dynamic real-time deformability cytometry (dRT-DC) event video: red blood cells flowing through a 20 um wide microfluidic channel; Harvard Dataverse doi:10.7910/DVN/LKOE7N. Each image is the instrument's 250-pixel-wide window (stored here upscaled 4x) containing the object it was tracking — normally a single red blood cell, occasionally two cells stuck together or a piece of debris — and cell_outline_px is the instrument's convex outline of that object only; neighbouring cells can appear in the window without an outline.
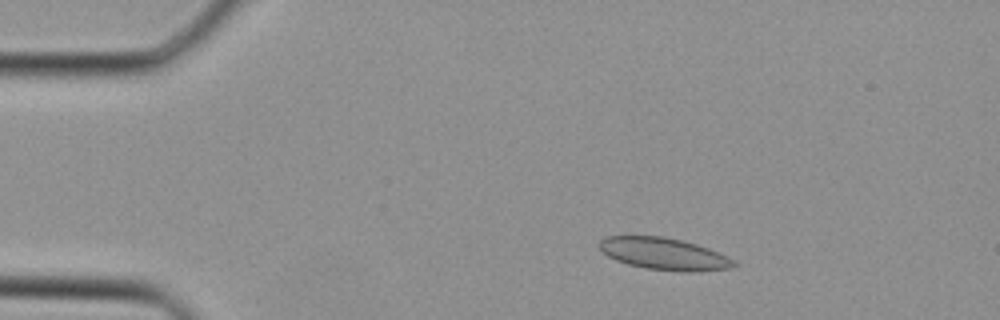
{"species": "Egyptian fruit bat (a non-hibernating species)", "species_latin": "Rousettus aegyptiacus", "temperature_condition": "cold", "stored_images_in_passage": 37, "camera_frame_rate_fps": 3000, "um_per_image_px": 0.085, "animal": {"sex": "female"}, "frame": {"image": 1, "passage_image": 6, "time_ms": 1.667, "image_size_px": [1000, 320], "cell_outline_px": [[740, 264], [732, 268], [696, 272], [680, 272], [644, 268], [628, 264], [616, 260], [608, 256], [600, 248], [600, 240], [608, 236], [664, 236], [696, 244], [708, 248]], "centroid_in_image_um": [56.45, 21.59], "position_along_channel_um": 28.5, "area_um2": 24.97}}
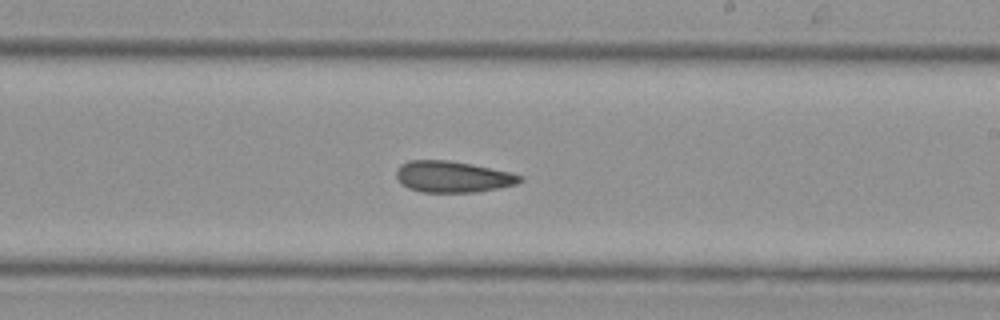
{"frame": {"image": 2, "passage_image": 22, "time_ms": 7.0, "image_size_px": [1000, 320], "cell_outline_px": [[524, 180], [516, 184], [476, 192], [420, 192], [408, 188], [396, 176], [396, 172], [400, 164], [408, 160], [448, 160], [472, 164], [512, 172], [524, 176]], "centroid_in_image_um": [38.51, 15.01], "position_along_channel_um": 250.5, "area_um2": 22.6}}
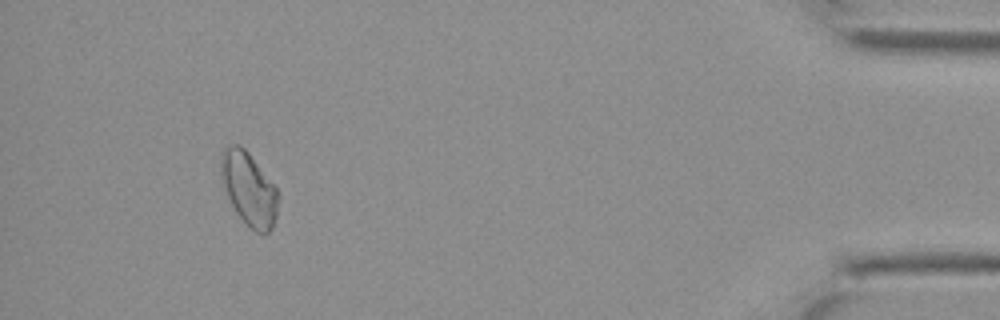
{"frame": {"image": 3, "passage_image": 35, "time_ms": 11.333, "image_size_px": [1000, 320], "cell_outline_px": [[280, 196], [276, 216], [272, 228], [268, 232], [256, 232], [236, 212], [228, 196], [220, 172], [220, 156], [224, 144], [240, 144], [248, 152], [276, 188]], "centroid_in_image_um": [21.15, 15.99], "position_along_channel_um": 414.1, "area_um2": 24.16}}